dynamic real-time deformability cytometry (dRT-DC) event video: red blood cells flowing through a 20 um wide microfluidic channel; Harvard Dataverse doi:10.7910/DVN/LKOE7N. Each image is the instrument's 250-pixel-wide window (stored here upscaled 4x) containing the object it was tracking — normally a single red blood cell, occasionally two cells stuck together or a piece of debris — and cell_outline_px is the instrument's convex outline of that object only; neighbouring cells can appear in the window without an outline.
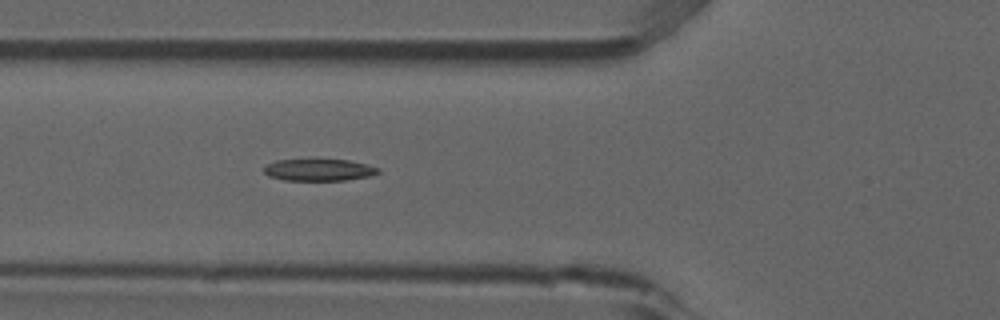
{"species": "common noctule bat (a hibernating species)", "species_latin": "Nyctalus noctula", "temperature_condition": "room temperature", "stored_images_in_passage": 5, "camera_frame_rate_fps": 3000, "um_per_image_px": 0.085, "animal": {"sex": "male", "forearm_length_mm": 52.5}, "frame": {"image": 1, "passage_image": 5, "time_ms": 1.333, "image_size_px": [1000, 320], "cell_outline_px": [[380, 172], [372, 176], [344, 180], [284, 180], [268, 176], [264, 172], [264, 168], [268, 164], [276, 160], [348, 160], [368, 164], [380, 168]], "centroid_in_image_um": [27.15, 14.45], "position_along_channel_um": 98.6, "area_um2": 14.51}}